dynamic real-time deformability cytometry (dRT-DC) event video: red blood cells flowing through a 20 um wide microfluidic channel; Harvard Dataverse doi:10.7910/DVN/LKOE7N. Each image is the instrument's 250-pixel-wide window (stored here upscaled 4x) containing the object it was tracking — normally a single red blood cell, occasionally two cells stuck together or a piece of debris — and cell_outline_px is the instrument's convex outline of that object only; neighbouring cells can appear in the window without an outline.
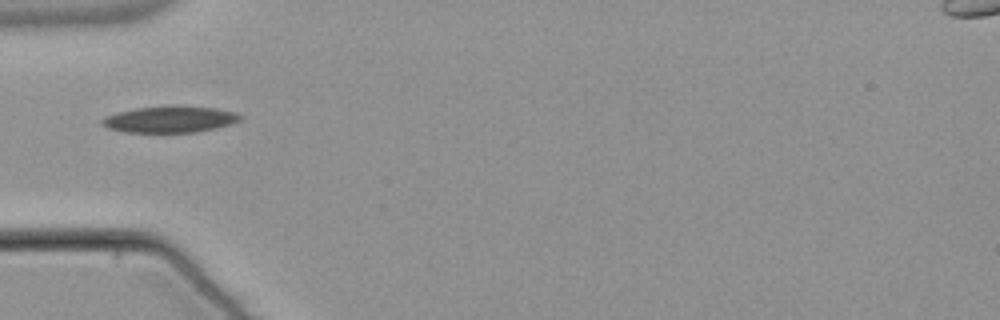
{"species": "common noctule bat (a hibernating species)", "species_latin": "Nyctalus noctula", "temperature_condition": "warm", "stored_images_in_passage": 37, "camera_frame_rate_fps": 3000, "um_per_image_px": 0.085, "animal": {"sex": "male", "body_mass_g": 21.5, "forearm_length_mm": 52.0}, "frame": {"image": 1, "passage_image": 1, "time_ms": 0.0, "image_size_px": [1000, 320], "cell_outline_px": [[244, 116], [240, 120], [216, 128], [196, 132], [124, 132], [108, 128], [100, 124], [100, 120], [104, 116], [116, 112], [136, 108], [216, 108], [236, 112]], "centroid_in_image_um": [14.39, 10.18], "position_along_channel_um": 70.6, "area_um2": 20.58}}
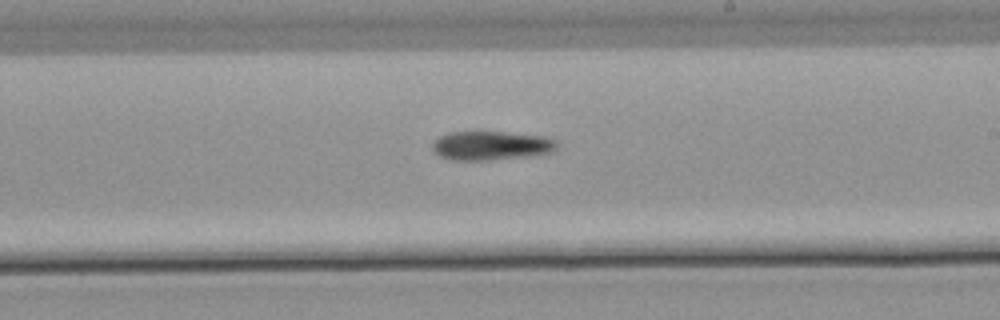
{"frame": {"image": 2, "passage_image": 15, "time_ms": 4.667, "image_size_px": [1000, 320], "cell_outline_px": [[560, 144], [552, 152], [528, 156], [488, 160], [452, 160], [440, 156], [432, 148], [432, 144], [440, 136], [452, 132], [476, 128], [544, 136], [556, 140]], "centroid_in_image_um": [41.75, 12.32], "position_along_channel_um": 247.2, "area_um2": 21.85}}
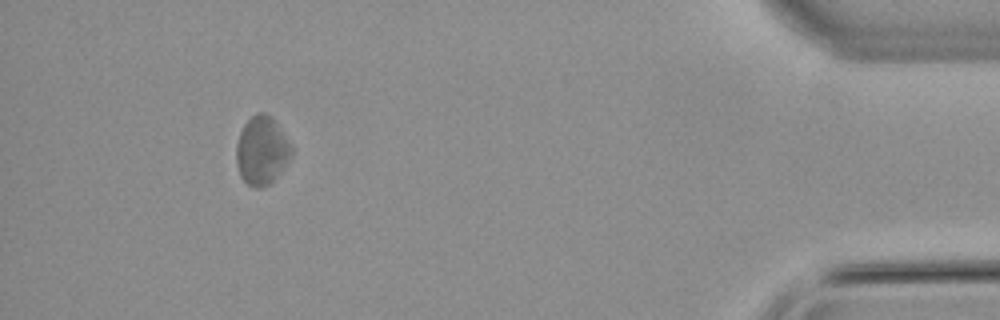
{"frame": {"image": 3, "passage_image": 33, "time_ms": 10.667, "image_size_px": [1000, 320], "cell_outline_px": [[292, 156], [284, 168], [268, 184], [260, 188], [252, 188], [240, 176], [236, 164], [236, 144], [240, 132], [244, 124], [256, 112], [264, 112], [272, 116], [292, 144]], "centroid_in_image_um": [22.26, 12.78], "position_along_channel_um": 412.9, "area_um2": 22.25}}